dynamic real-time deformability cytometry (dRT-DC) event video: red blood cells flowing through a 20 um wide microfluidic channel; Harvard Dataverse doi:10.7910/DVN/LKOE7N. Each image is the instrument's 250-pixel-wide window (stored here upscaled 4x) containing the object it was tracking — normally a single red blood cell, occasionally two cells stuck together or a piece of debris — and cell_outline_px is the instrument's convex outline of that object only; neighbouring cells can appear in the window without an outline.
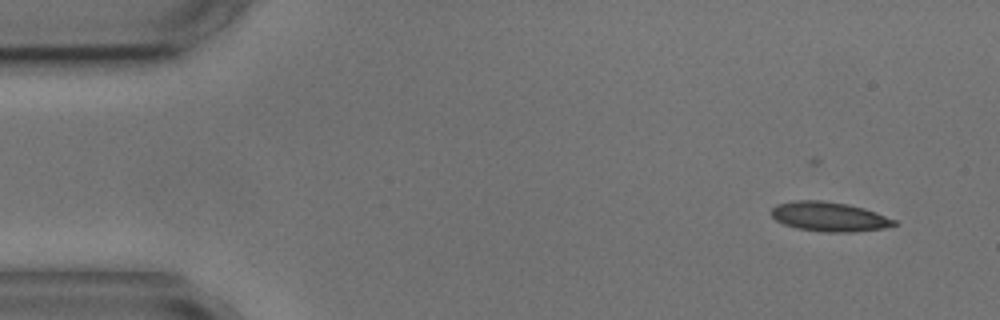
{"species": "common noctule bat (a hibernating species)", "species_latin": "Nyctalus noctula", "temperature_condition": "cold", "stored_images_in_passage": 5, "segment_of_instrument_passage": [1, 2], "camera_frame_rate_fps": 3000, "um_per_image_px": 0.085, "animal": {"sex": "male", "body_mass_g": 17.9, "forearm_length_mm": 54.2}, "frame": {"image": 1, "passage_image": 2, "time_ms": 1.333, "image_size_px": [1000, 320], "cell_outline_px": [[900, 224], [884, 228], [852, 232], [824, 232], [796, 228], [784, 224], [776, 220], [768, 212], [776, 204], [792, 200], [820, 200], [848, 204], [864, 208], [876, 212], [896, 220]], "centroid_in_image_um": [70.47, 18.41], "position_along_channel_um": 14.5, "area_um2": 21.33}}